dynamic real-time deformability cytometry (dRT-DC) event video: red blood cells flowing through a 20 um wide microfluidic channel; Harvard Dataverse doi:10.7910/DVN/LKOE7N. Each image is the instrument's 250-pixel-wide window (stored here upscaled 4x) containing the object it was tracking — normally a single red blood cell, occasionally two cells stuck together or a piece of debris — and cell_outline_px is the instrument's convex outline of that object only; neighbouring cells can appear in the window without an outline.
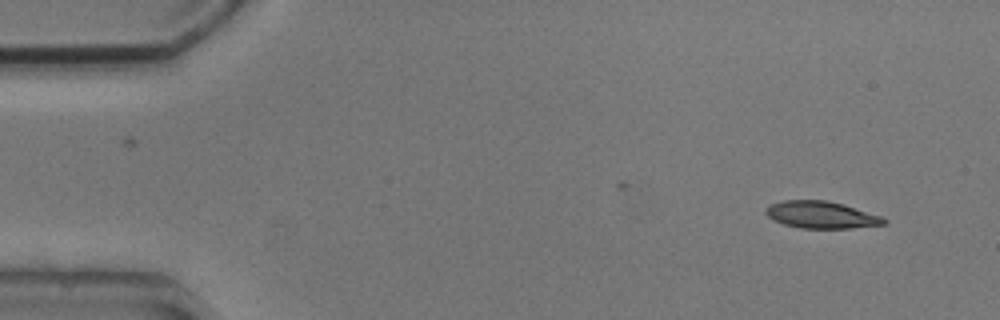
{"species": "common noctule bat (a hibernating species)", "species_latin": "Nyctalus noctula", "temperature_condition": "cold", "stored_images_in_passage": 3, "camera_frame_rate_fps": 3000, "um_per_image_px": 0.085, "animal": {"sex": "male", "body_mass_g": 20.5, "forearm_length_mm": 52.5}, "frame": {"image": 1, "passage_image": 1, "time_ms": 0.0, "image_size_px": [1000, 320], "cell_outline_px": [[888, 224], [852, 228], [800, 228], [784, 224], [772, 220], [764, 212], [772, 204], [784, 200], [828, 200], [844, 204], [880, 216], [888, 220]], "centroid_in_image_um": [69.83, 18.26], "position_along_channel_um": 15.2, "area_um2": 18.61}}
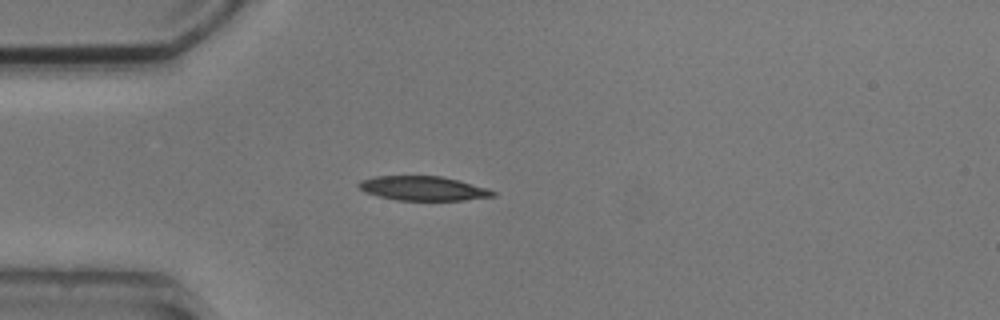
{"frame": {"image": 2, "passage_image": 3, "time_ms": 3.333, "image_size_px": [1000, 320], "cell_outline_px": [[496, 196], [464, 200], [396, 200], [364, 192], [356, 184], [360, 180], [376, 176], [440, 176], [460, 180], [488, 188], [496, 192]], "centroid_in_image_um": [35.98, 16.01], "position_along_channel_um": 49.0, "area_um2": 19.07}}